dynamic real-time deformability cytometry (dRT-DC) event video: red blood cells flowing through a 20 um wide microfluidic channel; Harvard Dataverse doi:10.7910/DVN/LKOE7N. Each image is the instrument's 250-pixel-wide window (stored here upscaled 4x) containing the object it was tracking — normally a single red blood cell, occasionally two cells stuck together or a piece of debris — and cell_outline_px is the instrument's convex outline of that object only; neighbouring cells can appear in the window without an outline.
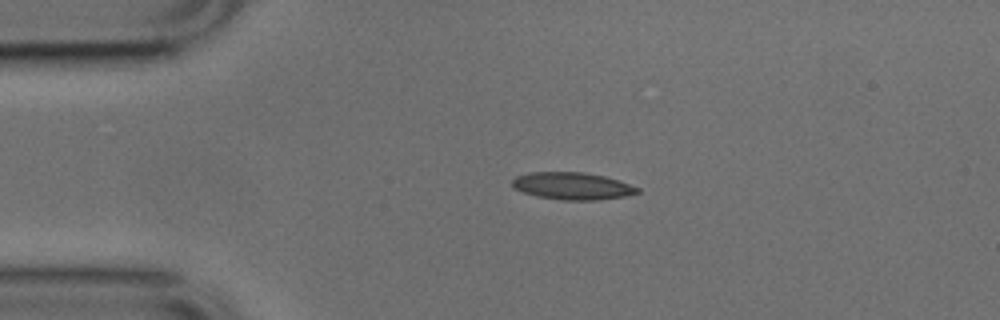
{"species": "common noctule bat (a hibernating species)", "species_latin": "Nyctalus noctula", "temperature_condition": "cold", "stored_images_in_passage": 42, "camera_frame_rate_fps": 3000, "um_per_image_px": 0.085, "animal": {"sex": "male", "body_mass_g": 17.9, "forearm_length_mm": 54.2}, "frame": {"image": 1, "passage_image": 1, "time_ms": 0.0, "image_size_px": [1000, 320], "cell_outline_px": [[640, 192], [624, 196], [596, 200], [560, 200], [536, 196], [512, 188], [512, 180], [516, 176], [528, 172], [584, 172], [604, 176], [640, 188]], "centroid_in_image_um": [48.6, 15.81], "position_along_channel_um": 36.4, "area_um2": 19.83}}
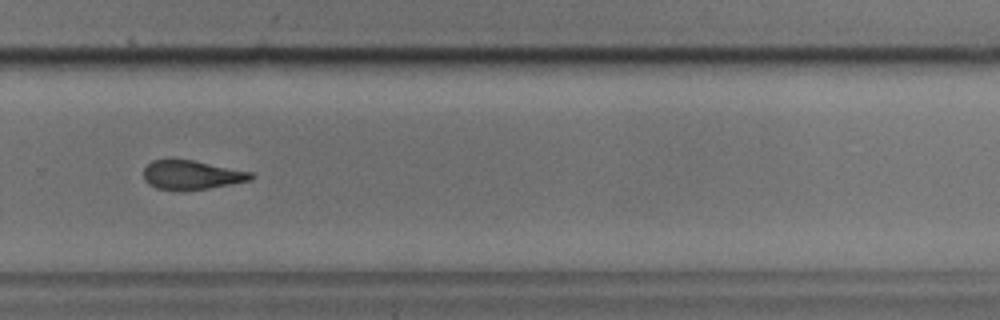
{"frame": {"image": 2, "passage_image": 25, "time_ms": 8.0, "image_size_px": [1000, 320], "cell_outline_px": [[256, 176], [252, 180], [208, 188], [156, 188], [148, 184], [144, 180], [144, 168], [152, 160], [172, 156], [252, 172]], "centroid_in_image_um": [16.26, 14.8], "position_along_channel_um": 313.5, "area_um2": 18.15}}
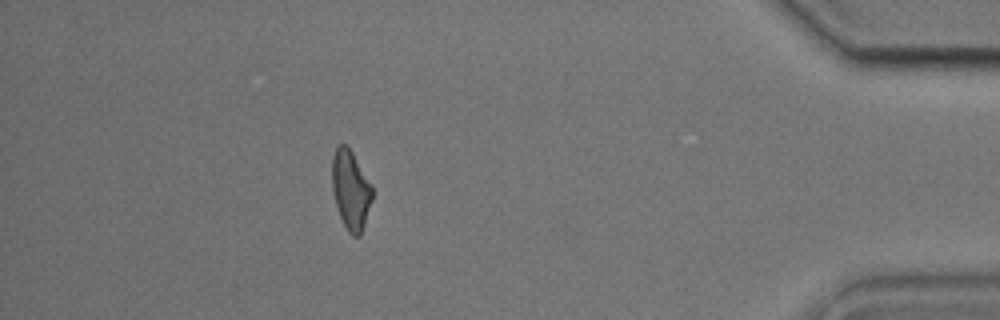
{"frame": {"image": 3, "passage_image": 36, "time_ms": 11.667, "image_size_px": [1000, 320], "cell_outline_px": [[372, 200], [360, 236], [352, 236], [348, 232], [340, 216], [336, 204], [332, 188], [332, 156], [336, 148], [340, 144], [348, 144], [372, 184]], "centroid_in_image_um": [29.81, 16.1], "position_along_channel_um": 405.4, "area_um2": 18.61}, "authors_computed_cell_mechanics": {"area_um2": 19.1607, "velocity_mm_per_s": 3.8495, "shape_relaxation_time_tau1_ms": 5.2062, "shape_relaxation_time_tau2_ms": 2.4146, "deformation_change_tau1": 0.1317, "deformation_change_tau2": 0.1089}}